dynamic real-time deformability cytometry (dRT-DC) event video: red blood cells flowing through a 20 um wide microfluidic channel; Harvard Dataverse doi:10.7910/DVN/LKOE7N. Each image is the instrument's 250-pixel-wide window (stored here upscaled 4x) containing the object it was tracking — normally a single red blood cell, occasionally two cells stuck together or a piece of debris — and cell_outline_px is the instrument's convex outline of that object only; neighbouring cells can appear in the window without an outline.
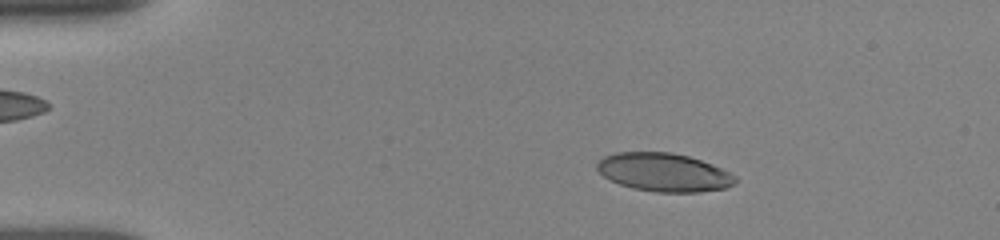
{"species": "human", "species_latin": "Homo sapiens", "temperature_condition": "room temperature", "stored_images_in_passage": 50, "camera_frame_rate_fps": 3000, "um_per_image_px": 0.085, "donor": {"sex": "female"}, "frame": {"image": 1, "passage_image": 10, "time_ms": 2.333, "image_size_px": [1000, 240], "cell_outline_px": [[736, 180], [732, 184], [724, 188], [700, 192], [656, 192], [632, 188], [608, 180], [596, 168], [596, 164], [604, 156], [616, 152], [672, 152], [688, 156], [712, 164], [736, 176]], "centroid_in_image_um": [56.39, 14.64], "position_along_channel_um": 28.6, "area_um2": 30.81}}
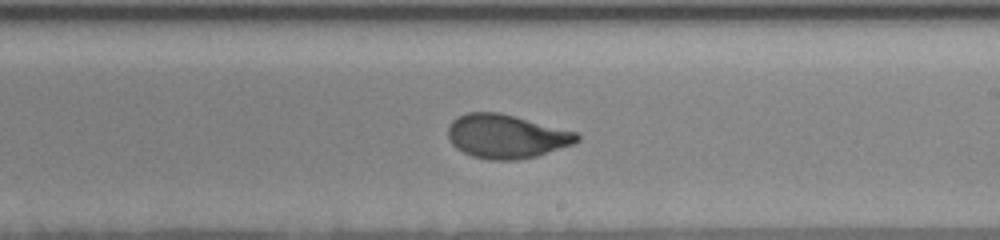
{"frame": {"image": 2, "passage_image": 30, "time_ms": 9.667, "image_size_px": [1000, 240], "cell_outline_px": [[580, 140], [572, 144], [536, 156], [516, 160], [488, 160], [472, 156], [456, 148], [452, 144], [448, 136], [448, 128], [452, 120], [468, 112], [500, 112], [576, 132], [580, 136]], "centroid_in_image_um": [43.02, 11.59], "position_along_channel_um": 246.0, "area_um2": 32.77}}
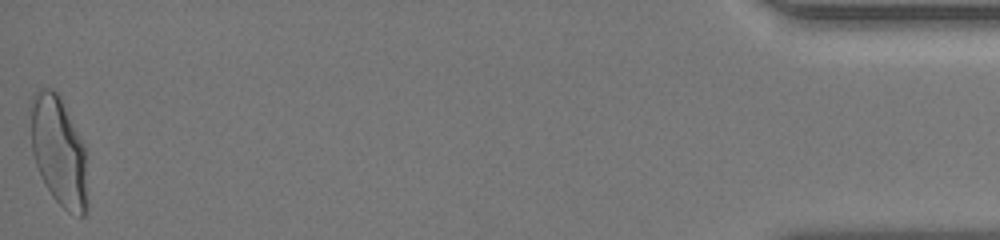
{"frame": {"image": 3, "passage_image": 50, "time_ms": 16.667, "image_size_px": [1000, 240], "cell_outline_px": [[88, 212], [84, 216], [80, 216], [68, 212], [52, 196], [44, 184], [36, 164], [32, 152], [28, 108], [32, 96], [40, 88], [52, 88], [60, 96], [84, 144], [88, 208]], "centroid_in_image_um": [4.97, 12.84], "position_along_channel_um": 430.2, "area_um2": 36.82}, "authors_computed_cell_mechanics": {"area_um2": 32.3391, "velocity_mm_per_s": 3.8846, "shape_relaxation_time_tau1_ms": 5.2097, "shape_relaxation_time_tau2_ms": 0.8528, "deformation_change_tau1": 0.2101, "deformation_change_tau2": 0.0696}}